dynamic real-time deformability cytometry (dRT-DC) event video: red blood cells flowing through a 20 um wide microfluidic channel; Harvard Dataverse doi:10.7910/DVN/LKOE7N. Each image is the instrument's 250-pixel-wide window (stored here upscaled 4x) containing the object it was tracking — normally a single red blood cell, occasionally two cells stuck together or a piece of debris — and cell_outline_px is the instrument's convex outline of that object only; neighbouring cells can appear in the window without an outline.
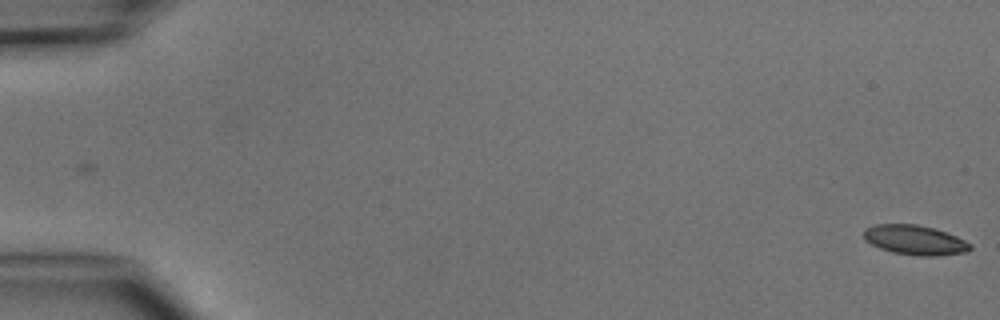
{"species": "common noctule bat (a hibernating species)", "species_latin": "Nyctalus noctula", "temperature_condition": "cold", "stored_images_in_passage": 2, "camera_frame_rate_fps": 3000, "um_per_image_px": 0.085, "animal": {"sex": "male", "body_mass_g": 15.6}, "frame": {"image": 1, "passage_image": 2, "time_ms": 1.0, "image_size_px": [1000, 320], "cell_outline_px": [[972, 248], [968, 252], [936, 256], [920, 256], [892, 252], [880, 248], [864, 240], [864, 228], [876, 224], [916, 224], [932, 228], [956, 236], [972, 244]], "centroid_in_image_um": [77.77, 20.41], "position_along_channel_um": 7.2, "area_um2": 18.38}}